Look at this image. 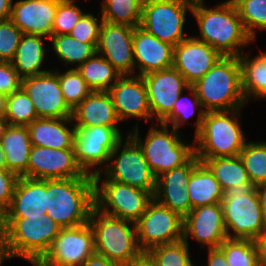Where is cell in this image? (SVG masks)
Masks as SVG:
<instances>
[{"instance_id": "6da1fadb", "label": "cell", "mask_w": 266, "mask_h": 266, "mask_svg": "<svg viewBox=\"0 0 266 266\" xmlns=\"http://www.w3.org/2000/svg\"><path fill=\"white\" fill-rule=\"evenodd\" d=\"M206 3L193 2L191 15L199 32L192 36L212 46L221 57H239L254 41L244 30L234 3L227 0L212 7Z\"/></svg>"}, {"instance_id": "7a4b0ae2", "label": "cell", "mask_w": 266, "mask_h": 266, "mask_svg": "<svg viewBox=\"0 0 266 266\" xmlns=\"http://www.w3.org/2000/svg\"><path fill=\"white\" fill-rule=\"evenodd\" d=\"M61 227L47 214L41 219L5 218L0 245V266L6 260L24 259L33 266L49 250Z\"/></svg>"}, {"instance_id": "3957f363", "label": "cell", "mask_w": 266, "mask_h": 266, "mask_svg": "<svg viewBox=\"0 0 266 266\" xmlns=\"http://www.w3.org/2000/svg\"><path fill=\"white\" fill-rule=\"evenodd\" d=\"M47 215L61 228L88 223L95 206L93 177L46 179Z\"/></svg>"}, {"instance_id": "277c9868", "label": "cell", "mask_w": 266, "mask_h": 266, "mask_svg": "<svg viewBox=\"0 0 266 266\" xmlns=\"http://www.w3.org/2000/svg\"><path fill=\"white\" fill-rule=\"evenodd\" d=\"M146 136L140 134L139 123L130 127L129 135L142 148L145 159L157 178L161 174L186 164L195 155L193 142L185 139L183 133L156 122L149 125ZM192 144V145H191Z\"/></svg>"}, {"instance_id": "5b68a950", "label": "cell", "mask_w": 266, "mask_h": 266, "mask_svg": "<svg viewBox=\"0 0 266 266\" xmlns=\"http://www.w3.org/2000/svg\"><path fill=\"white\" fill-rule=\"evenodd\" d=\"M204 110L226 111L245 108L239 57H220L193 85Z\"/></svg>"}, {"instance_id": "8992f818", "label": "cell", "mask_w": 266, "mask_h": 266, "mask_svg": "<svg viewBox=\"0 0 266 266\" xmlns=\"http://www.w3.org/2000/svg\"><path fill=\"white\" fill-rule=\"evenodd\" d=\"M244 108L206 112L194 137L197 158L234 157L248 140L240 121Z\"/></svg>"}, {"instance_id": "52a82bcc", "label": "cell", "mask_w": 266, "mask_h": 266, "mask_svg": "<svg viewBox=\"0 0 266 266\" xmlns=\"http://www.w3.org/2000/svg\"><path fill=\"white\" fill-rule=\"evenodd\" d=\"M221 205L229 239L254 240L265 230L258 193L252 182L227 189Z\"/></svg>"}, {"instance_id": "ba28073f", "label": "cell", "mask_w": 266, "mask_h": 266, "mask_svg": "<svg viewBox=\"0 0 266 266\" xmlns=\"http://www.w3.org/2000/svg\"><path fill=\"white\" fill-rule=\"evenodd\" d=\"M88 222L94 232L95 253L123 265L142 252L134 222L103 213L95 206Z\"/></svg>"}, {"instance_id": "9c48e42d", "label": "cell", "mask_w": 266, "mask_h": 266, "mask_svg": "<svg viewBox=\"0 0 266 266\" xmlns=\"http://www.w3.org/2000/svg\"><path fill=\"white\" fill-rule=\"evenodd\" d=\"M93 180L95 207L123 220L135 223L154 199L150 192L108 179L102 172Z\"/></svg>"}, {"instance_id": "30bf717a", "label": "cell", "mask_w": 266, "mask_h": 266, "mask_svg": "<svg viewBox=\"0 0 266 266\" xmlns=\"http://www.w3.org/2000/svg\"><path fill=\"white\" fill-rule=\"evenodd\" d=\"M193 2L194 0H144L140 27L175 47L189 37L185 31L186 19L189 17L186 15L192 13Z\"/></svg>"}, {"instance_id": "8fae6325", "label": "cell", "mask_w": 266, "mask_h": 266, "mask_svg": "<svg viewBox=\"0 0 266 266\" xmlns=\"http://www.w3.org/2000/svg\"><path fill=\"white\" fill-rule=\"evenodd\" d=\"M125 137L111 152L108 165L101 171L108 179L150 192L156 191V177L151 171L142 148L125 132Z\"/></svg>"}, {"instance_id": "7c38bea8", "label": "cell", "mask_w": 266, "mask_h": 266, "mask_svg": "<svg viewBox=\"0 0 266 266\" xmlns=\"http://www.w3.org/2000/svg\"><path fill=\"white\" fill-rule=\"evenodd\" d=\"M74 150L77 164L90 175L101 172L111 152L124 138L121 127H75Z\"/></svg>"}, {"instance_id": "4fadbf2b", "label": "cell", "mask_w": 266, "mask_h": 266, "mask_svg": "<svg viewBox=\"0 0 266 266\" xmlns=\"http://www.w3.org/2000/svg\"><path fill=\"white\" fill-rule=\"evenodd\" d=\"M182 218L153 199L135 222L137 241L142 251L183 239Z\"/></svg>"}, {"instance_id": "5bb4252c", "label": "cell", "mask_w": 266, "mask_h": 266, "mask_svg": "<svg viewBox=\"0 0 266 266\" xmlns=\"http://www.w3.org/2000/svg\"><path fill=\"white\" fill-rule=\"evenodd\" d=\"M95 253L91 225L61 228L49 250L34 266H82Z\"/></svg>"}, {"instance_id": "9a60e30c", "label": "cell", "mask_w": 266, "mask_h": 266, "mask_svg": "<svg viewBox=\"0 0 266 266\" xmlns=\"http://www.w3.org/2000/svg\"><path fill=\"white\" fill-rule=\"evenodd\" d=\"M93 177L85 173L77 164L74 148L54 149L31 146L27 178L32 179H71Z\"/></svg>"}, {"instance_id": "2e32d148", "label": "cell", "mask_w": 266, "mask_h": 266, "mask_svg": "<svg viewBox=\"0 0 266 266\" xmlns=\"http://www.w3.org/2000/svg\"><path fill=\"white\" fill-rule=\"evenodd\" d=\"M227 238L221 203L191 209L184 218L183 240L189 246V239H193L202 250L216 249Z\"/></svg>"}, {"instance_id": "e0dca14e", "label": "cell", "mask_w": 266, "mask_h": 266, "mask_svg": "<svg viewBox=\"0 0 266 266\" xmlns=\"http://www.w3.org/2000/svg\"><path fill=\"white\" fill-rule=\"evenodd\" d=\"M22 87L34 104L38 118H68L73 110L62 94L58 74L51 70L22 78Z\"/></svg>"}, {"instance_id": "ac0fdd59", "label": "cell", "mask_w": 266, "mask_h": 266, "mask_svg": "<svg viewBox=\"0 0 266 266\" xmlns=\"http://www.w3.org/2000/svg\"><path fill=\"white\" fill-rule=\"evenodd\" d=\"M142 78L147 89L152 124L161 122L171 112L180 94L190 86L174 67L149 72Z\"/></svg>"}, {"instance_id": "d6986e66", "label": "cell", "mask_w": 266, "mask_h": 266, "mask_svg": "<svg viewBox=\"0 0 266 266\" xmlns=\"http://www.w3.org/2000/svg\"><path fill=\"white\" fill-rule=\"evenodd\" d=\"M122 125L136 119L152 124L145 82L142 76L123 75L108 90ZM139 119V120H138Z\"/></svg>"}, {"instance_id": "ffe728a7", "label": "cell", "mask_w": 266, "mask_h": 266, "mask_svg": "<svg viewBox=\"0 0 266 266\" xmlns=\"http://www.w3.org/2000/svg\"><path fill=\"white\" fill-rule=\"evenodd\" d=\"M134 27L103 21L97 53L109 61L123 75H135L133 57Z\"/></svg>"}, {"instance_id": "44dd1931", "label": "cell", "mask_w": 266, "mask_h": 266, "mask_svg": "<svg viewBox=\"0 0 266 266\" xmlns=\"http://www.w3.org/2000/svg\"><path fill=\"white\" fill-rule=\"evenodd\" d=\"M200 162L194 155L186 164L158 176L154 199L185 218L191 211V202L186 187L193 169Z\"/></svg>"}, {"instance_id": "7402d4cb", "label": "cell", "mask_w": 266, "mask_h": 266, "mask_svg": "<svg viewBox=\"0 0 266 266\" xmlns=\"http://www.w3.org/2000/svg\"><path fill=\"white\" fill-rule=\"evenodd\" d=\"M220 57L212 46L190 34L174 47L173 67L191 86L201 79Z\"/></svg>"}, {"instance_id": "603a6c76", "label": "cell", "mask_w": 266, "mask_h": 266, "mask_svg": "<svg viewBox=\"0 0 266 266\" xmlns=\"http://www.w3.org/2000/svg\"><path fill=\"white\" fill-rule=\"evenodd\" d=\"M174 46L159 40L140 26L134 28L133 57L135 75L173 67Z\"/></svg>"}, {"instance_id": "cb8c5ba5", "label": "cell", "mask_w": 266, "mask_h": 266, "mask_svg": "<svg viewBox=\"0 0 266 266\" xmlns=\"http://www.w3.org/2000/svg\"><path fill=\"white\" fill-rule=\"evenodd\" d=\"M59 1L60 0L13 1L10 20L23 34L42 35L50 38Z\"/></svg>"}, {"instance_id": "d4e9b609", "label": "cell", "mask_w": 266, "mask_h": 266, "mask_svg": "<svg viewBox=\"0 0 266 266\" xmlns=\"http://www.w3.org/2000/svg\"><path fill=\"white\" fill-rule=\"evenodd\" d=\"M47 214L46 179L19 177L5 218L41 219Z\"/></svg>"}, {"instance_id": "484cf974", "label": "cell", "mask_w": 266, "mask_h": 266, "mask_svg": "<svg viewBox=\"0 0 266 266\" xmlns=\"http://www.w3.org/2000/svg\"><path fill=\"white\" fill-rule=\"evenodd\" d=\"M72 120L75 127H120L122 124L108 91H92L73 110Z\"/></svg>"}, {"instance_id": "4316f807", "label": "cell", "mask_w": 266, "mask_h": 266, "mask_svg": "<svg viewBox=\"0 0 266 266\" xmlns=\"http://www.w3.org/2000/svg\"><path fill=\"white\" fill-rule=\"evenodd\" d=\"M27 128L32 145L54 149L74 148L76 128L72 117L38 118Z\"/></svg>"}, {"instance_id": "83f0119b", "label": "cell", "mask_w": 266, "mask_h": 266, "mask_svg": "<svg viewBox=\"0 0 266 266\" xmlns=\"http://www.w3.org/2000/svg\"><path fill=\"white\" fill-rule=\"evenodd\" d=\"M47 41L49 42V38L42 35H22L15 57L11 61L22 78L39 75L52 69V67L50 69L43 68L46 66L47 52H50V48H46L45 45Z\"/></svg>"}, {"instance_id": "f1b7e54d", "label": "cell", "mask_w": 266, "mask_h": 266, "mask_svg": "<svg viewBox=\"0 0 266 266\" xmlns=\"http://www.w3.org/2000/svg\"><path fill=\"white\" fill-rule=\"evenodd\" d=\"M7 170L19 177H27V167L31 149L30 134L27 126L9 125L2 139Z\"/></svg>"}, {"instance_id": "f546056e", "label": "cell", "mask_w": 266, "mask_h": 266, "mask_svg": "<svg viewBox=\"0 0 266 266\" xmlns=\"http://www.w3.org/2000/svg\"><path fill=\"white\" fill-rule=\"evenodd\" d=\"M247 52L239 56L244 97L247 102L266 100V51L261 50L254 56Z\"/></svg>"}, {"instance_id": "4dcf8cb0", "label": "cell", "mask_w": 266, "mask_h": 266, "mask_svg": "<svg viewBox=\"0 0 266 266\" xmlns=\"http://www.w3.org/2000/svg\"><path fill=\"white\" fill-rule=\"evenodd\" d=\"M191 209L221 203L224 192L209 168L200 162L192 171L188 185Z\"/></svg>"}, {"instance_id": "1f68e13d", "label": "cell", "mask_w": 266, "mask_h": 266, "mask_svg": "<svg viewBox=\"0 0 266 266\" xmlns=\"http://www.w3.org/2000/svg\"><path fill=\"white\" fill-rule=\"evenodd\" d=\"M185 92H188L190 96H185ZM185 92L180 94L171 112L160 123L162 125L170 126L176 131L182 133L183 130H181V128L184 127L185 124L191 125L188 120L191 121V118L195 117V137L200 132L206 111L204 110L199 98L197 97L196 91L192 86H189Z\"/></svg>"}, {"instance_id": "d6a6232c", "label": "cell", "mask_w": 266, "mask_h": 266, "mask_svg": "<svg viewBox=\"0 0 266 266\" xmlns=\"http://www.w3.org/2000/svg\"><path fill=\"white\" fill-rule=\"evenodd\" d=\"M51 42V51L63 67L67 69H77L87 59L91 58L97 53L98 44H90L78 41L69 34L65 35H51L49 43ZM71 65V66H70Z\"/></svg>"}, {"instance_id": "836d02e7", "label": "cell", "mask_w": 266, "mask_h": 266, "mask_svg": "<svg viewBox=\"0 0 266 266\" xmlns=\"http://www.w3.org/2000/svg\"><path fill=\"white\" fill-rule=\"evenodd\" d=\"M198 159L213 173L223 192L237 185L251 182L239 155Z\"/></svg>"}, {"instance_id": "e575fe53", "label": "cell", "mask_w": 266, "mask_h": 266, "mask_svg": "<svg viewBox=\"0 0 266 266\" xmlns=\"http://www.w3.org/2000/svg\"><path fill=\"white\" fill-rule=\"evenodd\" d=\"M77 71L92 91H108L121 77L114 66L98 53L82 63Z\"/></svg>"}, {"instance_id": "d590c367", "label": "cell", "mask_w": 266, "mask_h": 266, "mask_svg": "<svg viewBox=\"0 0 266 266\" xmlns=\"http://www.w3.org/2000/svg\"><path fill=\"white\" fill-rule=\"evenodd\" d=\"M144 0H103L100 13L103 21L112 24H124L138 27L142 19Z\"/></svg>"}, {"instance_id": "8d00e7d4", "label": "cell", "mask_w": 266, "mask_h": 266, "mask_svg": "<svg viewBox=\"0 0 266 266\" xmlns=\"http://www.w3.org/2000/svg\"><path fill=\"white\" fill-rule=\"evenodd\" d=\"M250 181L258 186L266 182V141H246L238 154Z\"/></svg>"}, {"instance_id": "74e56055", "label": "cell", "mask_w": 266, "mask_h": 266, "mask_svg": "<svg viewBox=\"0 0 266 266\" xmlns=\"http://www.w3.org/2000/svg\"><path fill=\"white\" fill-rule=\"evenodd\" d=\"M231 1L241 18L244 30L256 42V34L266 31V0Z\"/></svg>"}, {"instance_id": "f35d334b", "label": "cell", "mask_w": 266, "mask_h": 266, "mask_svg": "<svg viewBox=\"0 0 266 266\" xmlns=\"http://www.w3.org/2000/svg\"><path fill=\"white\" fill-rule=\"evenodd\" d=\"M190 246L183 239L174 243L158 245L147 252L156 266H197L193 264Z\"/></svg>"}, {"instance_id": "ab89813d", "label": "cell", "mask_w": 266, "mask_h": 266, "mask_svg": "<svg viewBox=\"0 0 266 266\" xmlns=\"http://www.w3.org/2000/svg\"><path fill=\"white\" fill-rule=\"evenodd\" d=\"M5 117L9 125L19 126H28L38 119L34 104L23 87L7 96Z\"/></svg>"}, {"instance_id": "60d3db41", "label": "cell", "mask_w": 266, "mask_h": 266, "mask_svg": "<svg viewBox=\"0 0 266 266\" xmlns=\"http://www.w3.org/2000/svg\"><path fill=\"white\" fill-rule=\"evenodd\" d=\"M58 74L59 85L68 106L74 110L92 90L86 84L77 69H65L60 72L59 68H53Z\"/></svg>"}, {"instance_id": "b9f144b4", "label": "cell", "mask_w": 266, "mask_h": 266, "mask_svg": "<svg viewBox=\"0 0 266 266\" xmlns=\"http://www.w3.org/2000/svg\"><path fill=\"white\" fill-rule=\"evenodd\" d=\"M219 249L225 255L229 266H259L253 240L227 238Z\"/></svg>"}, {"instance_id": "7bdbcfd3", "label": "cell", "mask_w": 266, "mask_h": 266, "mask_svg": "<svg viewBox=\"0 0 266 266\" xmlns=\"http://www.w3.org/2000/svg\"><path fill=\"white\" fill-rule=\"evenodd\" d=\"M78 0H60L53 21L52 35L69 34L85 13Z\"/></svg>"}, {"instance_id": "ee69618b", "label": "cell", "mask_w": 266, "mask_h": 266, "mask_svg": "<svg viewBox=\"0 0 266 266\" xmlns=\"http://www.w3.org/2000/svg\"><path fill=\"white\" fill-rule=\"evenodd\" d=\"M102 23L100 12L94 16L93 13L85 11L69 35L84 43L98 44Z\"/></svg>"}, {"instance_id": "f6af8a7d", "label": "cell", "mask_w": 266, "mask_h": 266, "mask_svg": "<svg viewBox=\"0 0 266 266\" xmlns=\"http://www.w3.org/2000/svg\"><path fill=\"white\" fill-rule=\"evenodd\" d=\"M23 32L10 20H0V61L11 62Z\"/></svg>"}, {"instance_id": "bcb514c9", "label": "cell", "mask_w": 266, "mask_h": 266, "mask_svg": "<svg viewBox=\"0 0 266 266\" xmlns=\"http://www.w3.org/2000/svg\"><path fill=\"white\" fill-rule=\"evenodd\" d=\"M22 87V77L11 62L0 61V93L11 95Z\"/></svg>"}, {"instance_id": "7dc6e473", "label": "cell", "mask_w": 266, "mask_h": 266, "mask_svg": "<svg viewBox=\"0 0 266 266\" xmlns=\"http://www.w3.org/2000/svg\"><path fill=\"white\" fill-rule=\"evenodd\" d=\"M19 176L7 169H0V208L5 212L11 204Z\"/></svg>"}, {"instance_id": "c3c4849f", "label": "cell", "mask_w": 266, "mask_h": 266, "mask_svg": "<svg viewBox=\"0 0 266 266\" xmlns=\"http://www.w3.org/2000/svg\"><path fill=\"white\" fill-rule=\"evenodd\" d=\"M259 266H266V228L254 240Z\"/></svg>"}, {"instance_id": "681fc988", "label": "cell", "mask_w": 266, "mask_h": 266, "mask_svg": "<svg viewBox=\"0 0 266 266\" xmlns=\"http://www.w3.org/2000/svg\"><path fill=\"white\" fill-rule=\"evenodd\" d=\"M207 256V266H229L225 255L219 248L207 249Z\"/></svg>"}, {"instance_id": "f907efd6", "label": "cell", "mask_w": 266, "mask_h": 266, "mask_svg": "<svg viewBox=\"0 0 266 266\" xmlns=\"http://www.w3.org/2000/svg\"><path fill=\"white\" fill-rule=\"evenodd\" d=\"M121 266H156V264L147 251H142L139 255Z\"/></svg>"}, {"instance_id": "816d5d0a", "label": "cell", "mask_w": 266, "mask_h": 266, "mask_svg": "<svg viewBox=\"0 0 266 266\" xmlns=\"http://www.w3.org/2000/svg\"><path fill=\"white\" fill-rule=\"evenodd\" d=\"M82 266H121L113 261L108 260L106 257L94 253L91 255Z\"/></svg>"}, {"instance_id": "f5cc1de1", "label": "cell", "mask_w": 266, "mask_h": 266, "mask_svg": "<svg viewBox=\"0 0 266 266\" xmlns=\"http://www.w3.org/2000/svg\"><path fill=\"white\" fill-rule=\"evenodd\" d=\"M256 190L258 193L262 216L266 223V182L256 186Z\"/></svg>"}, {"instance_id": "db71d44e", "label": "cell", "mask_w": 266, "mask_h": 266, "mask_svg": "<svg viewBox=\"0 0 266 266\" xmlns=\"http://www.w3.org/2000/svg\"><path fill=\"white\" fill-rule=\"evenodd\" d=\"M13 0H0V20L10 19Z\"/></svg>"}, {"instance_id": "11a10c76", "label": "cell", "mask_w": 266, "mask_h": 266, "mask_svg": "<svg viewBox=\"0 0 266 266\" xmlns=\"http://www.w3.org/2000/svg\"><path fill=\"white\" fill-rule=\"evenodd\" d=\"M5 235V212L0 208V245Z\"/></svg>"}, {"instance_id": "9f6ffc18", "label": "cell", "mask_w": 266, "mask_h": 266, "mask_svg": "<svg viewBox=\"0 0 266 266\" xmlns=\"http://www.w3.org/2000/svg\"><path fill=\"white\" fill-rule=\"evenodd\" d=\"M8 126H9V122L7 118L5 117V115H0V139H2Z\"/></svg>"}, {"instance_id": "6f0895ef", "label": "cell", "mask_w": 266, "mask_h": 266, "mask_svg": "<svg viewBox=\"0 0 266 266\" xmlns=\"http://www.w3.org/2000/svg\"><path fill=\"white\" fill-rule=\"evenodd\" d=\"M7 104V95L0 93V115H5Z\"/></svg>"}, {"instance_id": "680465c9", "label": "cell", "mask_w": 266, "mask_h": 266, "mask_svg": "<svg viewBox=\"0 0 266 266\" xmlns=\"http://www.w3.org/2000/svg\"><path fill=\"white\" fill-rule=\"evenodd\" d=\"M0 169H7V162H6L5 153L2 148L1 139H0Z\"/></svg>"}]
</instances>
